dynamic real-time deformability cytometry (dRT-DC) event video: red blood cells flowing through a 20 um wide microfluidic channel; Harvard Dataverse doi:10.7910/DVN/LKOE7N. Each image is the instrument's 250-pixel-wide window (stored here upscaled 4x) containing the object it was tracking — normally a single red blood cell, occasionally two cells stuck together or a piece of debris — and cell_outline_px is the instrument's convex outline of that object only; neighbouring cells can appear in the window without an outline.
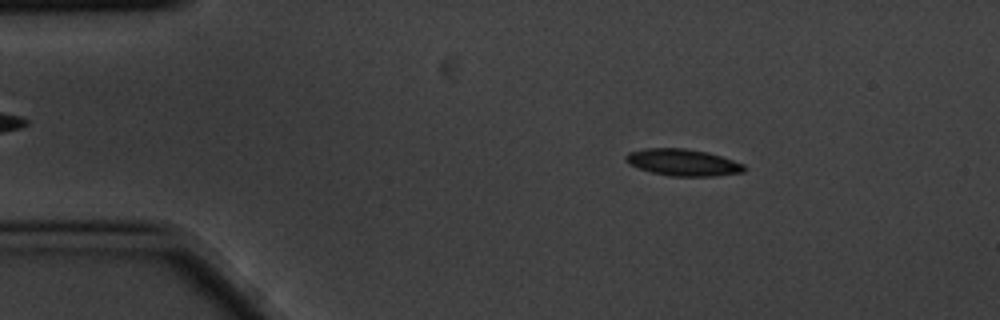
{"species": "common noctule bat (a hibernating species)", "species_latin": "Nyctalus noctula", "temperature_condition": "cold", "stored_images_in_passage": 9, "camera_frame_rate_fps": 3000, "um_per_image_px": 0.085, "animal": {"sex": "male", "body_mass_g": 20.1, "forearm_length_mm": 53.5}, "frame": {"image": 1, "passage_image": 2, "time_ms": 0.333, "image_size_px": [1000, 320], "cell_outline_px": [[748, 168], [744, 172], [716, 176], [672, 176], [652, 172], [628, 164], [624, 160], [624, 156], [628, 152], [644, 148], [684, 148], [708, 152], [744, 164]], "centroid_in_image_um": [58.04, 13.8], "position_along_channel_um": 27.0, "area_um2": 18.55}}
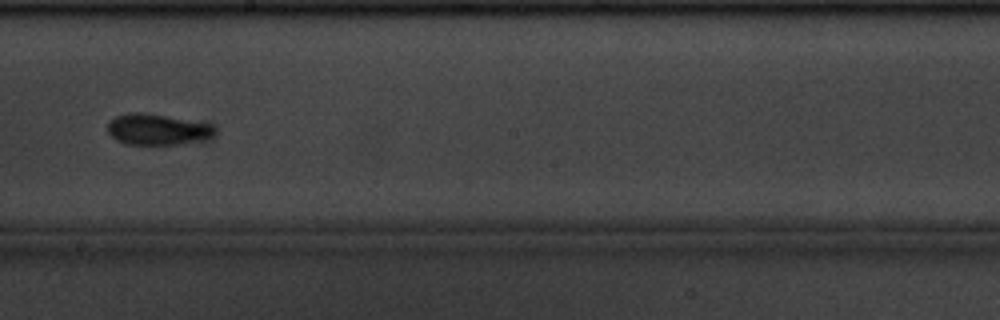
{"frame": {"image": 2, "passage_image": 7, "time_ms": 2.0, "image_size_px": [1000, 320], "cell_outline_px": [[216, 132], [212, 136], [180, 144], [124, 144], [116, 140], [108, 132], [108, 124], [116, 116], [132, 112], [140, 112], [212, 124], [216, 128]], "centroid_in_image_um": [13.36, 11.0], "position_along_channel_um": 234.8, "area_um2": 18.96}}
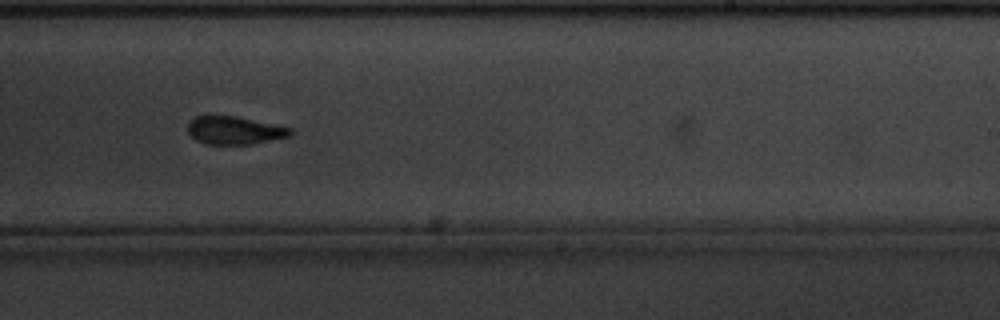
{"frame": {"image": 3, "passage_image": 8, "time_ms": 2.333, "image_size_px": [1000, 320], "cell_outline_px": [[292, 132], [288, 136], [252, 144], [204, 144], [196, 140], [188, 132], [188, 124], [196, 116], [236, 116], [292, 128]], "centroid_in_image_um": [19.91, 11.08], "position_along_channel_um": 269.1, "area_um2": 16.47}}